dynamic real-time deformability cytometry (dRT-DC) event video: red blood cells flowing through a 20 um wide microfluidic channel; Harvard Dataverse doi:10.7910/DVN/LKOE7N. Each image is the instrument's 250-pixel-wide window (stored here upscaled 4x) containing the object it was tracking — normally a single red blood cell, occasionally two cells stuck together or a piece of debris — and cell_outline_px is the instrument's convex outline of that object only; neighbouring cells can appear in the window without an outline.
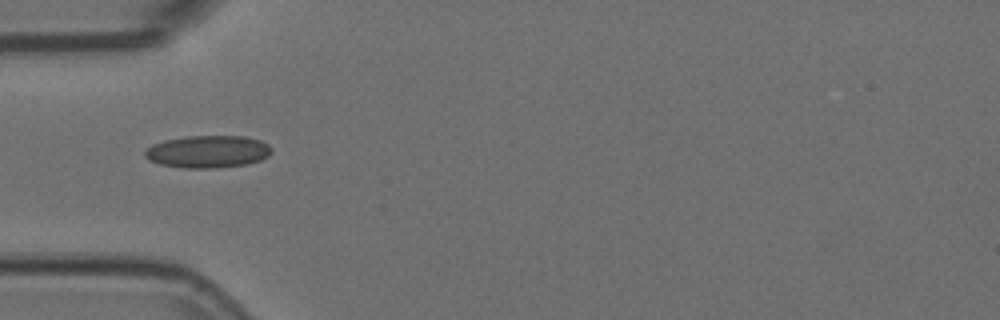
{"species": "Egyptian fruit bat (a non-hibernating species)", "species_latin": "Rousettus aegyptiacus", "temperature_condition": "room temperature", "stored_images_in_passage": 39, "camera_frame_rate_fps": 3000, "um_per_image_px": 0.085, "animal": {"sex": "female"}, "frame": {"image": 1, "passage_image": 1, "time_ms": 0.0, "image_size_px": [1000, 320], "cell_outline_px": [[272, 152], [268, 156], [260, 160], [248, 164], [216, 168], [184, 168], [160, 164], [148, 160], [144, 156], [144, 152], [152, 144], [164, 140], [184, 136], [244, 136], [260, 140], [268, 144], [272, 148]], "centroid_in_image_um": [17.66, 12.89], "position_along_channel_um": 67.3, "area_um2": 24.1}}
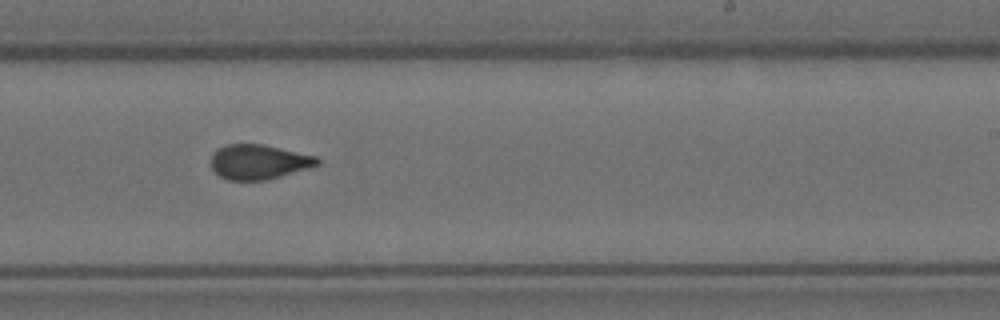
{"frame": {"image": 2, "passage_image": 17, "time_ms": 5.333, "image_size_px": [1000, 320], "cell_outline_px": [[320, 164], [316, 168], [268, 180], [228, 180], [220, 176], [212, 168], [212, 156], [220, 148], [228, 144], [260, 144], [316, 156], [320, 160]], "centroid_in_image_um": [22.09, 13.79], "position_along_channel_um": 266.9, "area_um2": 21.62}}
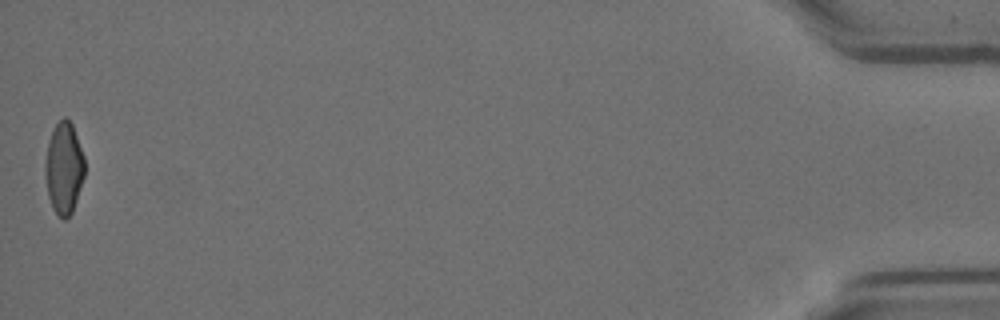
{"frame": {"image": 3, "passage_image": 38, "time_ms": 12.333, "image_size_px": [1000, 320], "cell_outline_px": [[84, 176], [72, 212], [64, 220], [52, 208], [48, 196], [44, 172], [44, 164], [48, 144], [52, 132], [56, 124], [64, 116], [72, 124], [84, 156]], "centroid_in_image_um": [5.42, 14.29], "position_along_channel_um": 429.8, "area_um2": 20.87}}